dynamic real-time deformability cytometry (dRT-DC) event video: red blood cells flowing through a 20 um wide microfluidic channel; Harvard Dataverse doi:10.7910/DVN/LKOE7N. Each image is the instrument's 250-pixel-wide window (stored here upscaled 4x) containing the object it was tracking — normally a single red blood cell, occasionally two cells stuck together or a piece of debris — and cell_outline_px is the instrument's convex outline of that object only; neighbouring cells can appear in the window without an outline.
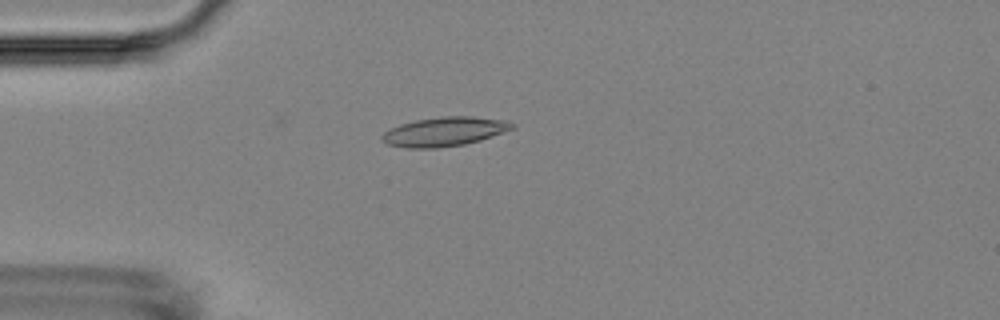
{"species": "Egyptian fruit bat (a non-hibernating species)", "species_latin": "Rousettus aegyptiacus", "temperature_condition": "room temperature", "stored_images_in_passage": 4, "camera_frame_rate_fps": 3000, "um_per_image_px": 0.085, "animal": {"sex": "female"}, "frame": {"image": 1, "passage_image": 4, "time_ms": 4.333, "image_size_px": [1000, 320], "cell_outline_px": [[516, 128], [480, 140], [464, 144], [436, 148], [408, 148], [388, 144], [380, 140], [380, 136], [384, 132], [400, 124], [416, 120], [440, 116], [472, 116], [508, 120]], "centroid_in_image_um": [37.78, 11.18], "position_along_channel_um": 47.2, "area_um2": 22.14}}